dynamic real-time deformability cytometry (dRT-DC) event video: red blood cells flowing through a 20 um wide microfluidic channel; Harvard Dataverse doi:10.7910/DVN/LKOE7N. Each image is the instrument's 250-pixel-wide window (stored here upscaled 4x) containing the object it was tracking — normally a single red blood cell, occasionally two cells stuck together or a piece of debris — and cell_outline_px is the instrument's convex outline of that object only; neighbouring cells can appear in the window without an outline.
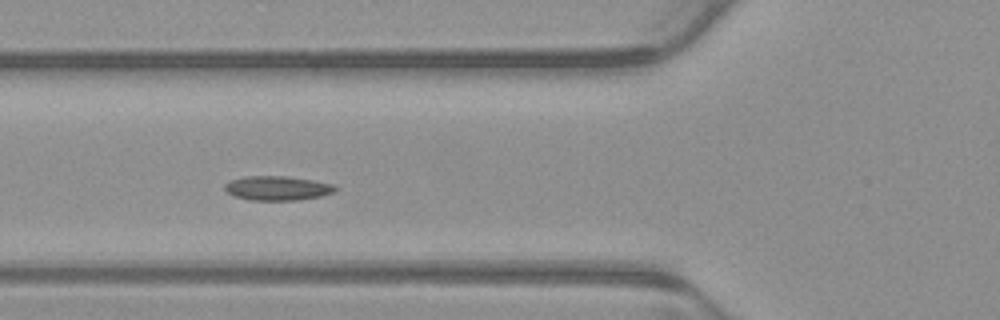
{"species": "common noctule bat (a hibernating species)", "species_latin": "Nyctalus noctula", "temperature_condition": "warm", "stored_images_in_passage": 5, "camera_frame_rate_fps": 3000, "um_per_image_px": 0.085, "animal": {"sex": "male", "body_mass_g": 23.1, "forearm_length_mm": 52.7}, "frame": {"image": 1, "passage_image": 4, "time_ms": 1.0, "image_size_px": [1000, 320], "cell_outline_px": [[336, 188], [332, 192], [320, 196], [300, 200], [248, 200], [236, 196], [228, 192], [224, 188], [224, 184], [232, 180], [244, 176], [284, 176], [312, 180], [332, 184]], "centroid_in_image_um": [23.54, 15.99], "position_along_channel_um": 102.3, "area_um2": 15.43}}
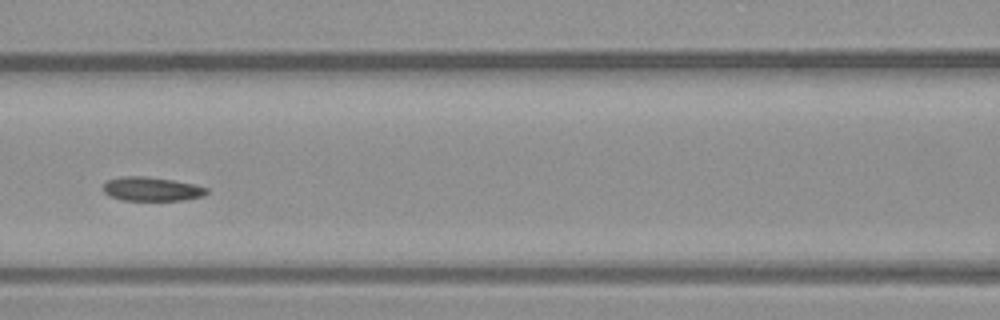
{"frame": {"image": 2, "passage_image": 5, "time_ms": 1.333, "image_size_px": [1000, 320], "cell_outline_px": [[208, 192], [204, 196], [184, 200], [124, 200], [108, 196], [104, 192], [104, 184], [108, 180], [124, 176], [144, 176], [172, 180], [192, 184], [208, 188]], "centroid_in_image_um": [12.9, 16.07], "position_along_channel_um": 153.7, "area_um2": 14.33}}